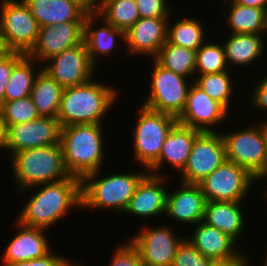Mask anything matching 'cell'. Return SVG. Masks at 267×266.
I'll use <instances>...</instances> for the list:
<instances>
[{
  "label": "cell",
  "mask_w": 267,
  "mask_h": 266,
  "mask_svg": "<svg viewBox=\"0 0 267 266\" xmlns=\"http://www.w3.org/2000/svg\"><path fill=\"white\" fill-rule=\"evenodd\" d=\"M26 192L34 193H30L31 197L26 200L15 219L28 227L48 230L69 215L71 210L82 207L81 179L74 176L19 191L22 195Z\"/></svg>",
  "instance_id": "cell-1"
},
{
  "label": "cell",
  "mask_w": 267,
  "mask_h": 266,
  "mask_svg": "<svg viewBox=\"0 0 267 266\" xmlns=\"http://www.w3.org/2000/svg\"><path fill=\"white\" fill-rule=\"evenodd\" d=\"M101 82L102 80L92 78L84 84L64 88L57 116L61 128L81 124H104L102 120L107 117V112H111L110 109L113 110L118 97L121 96V90L114 84L112 86Z\"/></svg>",
  "instance_id": "cell-2"
},
{
  "label": "cell",
  "mask_w": 267,
  "mask_h": 266,
  "mask_svg": "<svg viewBox=\"0 0 267 266\" xmlns=\"http://www.w3.org/2000/svg\"><path fill=\"white\" fill-rule=\"evenodd\" d=\"M103 127V124H81L61 128L60 145L70 176L82 180L90 173L103 170V160L107 159Z\"/></svg>",
  "instance_id": "cell-3"
},
{
  "label": "cell",
  "mask_w": 267,
  "mask_h": 266,
  "mask_svg": "<svg viewBox=\"0 0 267 266\" xmlns=\"http://www.w3.org/2000/svg\"><path fill=\"white\" fill-rule=\"evenodd\" d=\"M100 171L102 170L90 173L81 180V208L99 212L100 209H112L117 215H122L148 170L116 172L107 176L102 175Z\"/></svg>",
  "instance_id": "cell-4"
},
{
  "label": "cell",
  "mask_w": 267,
  "mask_h": 266,
  "mask_svg": "<svg viewBox=\"0 0 267 266\" xmlns=\"http://www.w3.org/2000/svg\"><path fill=\"white\" fill-rule=\"evenodd\" d=\"M9 159L12 182L16 183L17 191L35 185L58 182L70 177L64 164L60 143L26 149L14 153L9 156Z\"/></svg>",
  "instance_id": "cell-5"
},
{
  "label": "cell",
  "mask_w": 267,
  "mask_h": 266,
  "mask_svg": "<svg viewBox=\"0 0 267 266\" xmlns=\"http://www.w3.org/2000/svg\"><path fill=\"white\" fill-rule=\"evenodd\" d=\"M258 123V124H257ZM240 130L222 132L227 161L245 168L258 181L267 175V149L264 117ZM255 124V125H254ZM248 126V127H247Z\"/></svg>",
  "instance_id": "cell-6"
},
{
  "label": "cell",
  "mask_w": 267,
  "mask_h": 266,
  "mask_svg": "<svg viewBox=\"0 0 267 266\" xmlns=\"http://www.w3.org/2000/svg\"><path fill=\"white\" fill-rule=\"evenodd\" d=\"M133 126V156L141 169H149L159 158L165 138L177 118L172 115L148 109L140 104Z\"/></svg>",
  "instance_id": "cell-7"
},
{
  "label": "cell",
  "mask_w": 267,
  "mask_h": 266,
  "mask_svg": "<svg viewBox=\"0 0 267 266\" xmlns=\"http://www.w3.org/2000/svg\"><path fill=\"white\" fill-rule=\"evenodd\" d=\"M153 61V62H152ZM149 91L141 105L178 118L186 105L187 95L193 81L164 68L151 59ZM191 80V81H190Z\"/></svg>",
  "instance_id": "cell-8"
},
{
  "label": "cell",
  "mask_w": 267,
  "mask_h": 266,
  "mask_svg": "<svg viewBox=\"0 0 267 266\" xmlns=\"http://www.w3.org/2000/svg\"><path fill=\"white\" fill-rule=\"evenodd\" d=\"M39 26L23 0H0V34L4 48L28 54L38 39Z\"/></svg>",
  "instance_id": "cell-9"
},
{
  "label": "cell",
  "mask_w": 267,
  "mask_h": 266,
  "mask_svg": "<svg viewBox=\"0 0 267 266\" xmlns=\"http://www.w3.org/2000/svg\"><path fill=\"white\" fill-rule=\"evenodd\" d=\"M255 183L258 180L245 168L226 160L198 184L206 201L244 202Z\"/></svg>",
  "instance_id": "cell-10"
},
{
  "label": "cell",
  "mask_w": 267,
  "mask_h": 266,
  "mask_svg": "<svg viewBox=\"0 0 267 266\" xmlns=\"http://www.w3.org/2000/svg\"><path fill=\"white\" fill-rule=\"evenodd\" d=\"M170 225L151 227L146 222L139 233L129 237L139 251L142 266H172L177 249L186 237L173 232Z\"/></svg>",
  "instance_id": "cell-11"
},
{
  "label": "cell",
  "mask_w": 267,
  "mask_h": 266,
  "mask_svg": "<svg viewBox=\"0 0 267 266\" xmlns=\"http://www.w3.org/2000/svg\"><path fill=\"white\" fill-rule=\"evenodd\" d=\"M226 149L218 132H201L195 139L179 181L198 184L226 161Z\"/></svg>",
  "instance_id": "cell-12"
},
{
  "label": "cell",
  "mask_w": 267,
  "mask_h": 266,
  "mask_svg": "<svg viewBox=\"0 0 267 266\" xmlns=\"http://www.w3.org/2000/svg\"><path fill=\"white\" fill-rule=\"evenodd\" d=\"M97 69L91 62L85 42L54 55L42 66V70L63 88L90 81L95 78Z\"/></svg>",
  "instance_id": "cell-13"
},
{
  "label": "cell",
  "mask_w": 267,
  "mask_h": 266,
  "mask_svg": "<svg viewBox=\"0 0 267 266\" xmlns=\"http://www.w3.org/2000/svg\"><path fill=\"white\" fill-rule=\"evenodd\" d=\"M61 126L56 117L40 116L33 121L6 127L5 153H14L60 143Z\"/></svg>",
  "instance_id": "cell-14"
},
{
  "label": "cell",
  "mask_w": 267,
  "mask_h": 266,
  "mask_svg": "<svg viewBox=\"0 0 267 266\" xmlns=\"http://www.w3.org/2000/svg\"><path fill=\"white\" fill-rule=\"evenodd\" d=\"M229 115L230 112L222 104L210 98L192 83L188 91L186 105L177 118V122L200 132H217V127L229 121L227 120L231 117Z\"/></svg>",
  "instance_id": "cell-15"
},
{
  "label": "cell",
  "mask_w": 267,
  "mask_h": 266,
  "mask_svg": "<svg viewBox=\"0 0 267 266\" xmlns=\"http://www.w3.org/2000/svg\"><path fill=\"white\" fill-rule=\"evenodd\" d=\"M84 22L68 21L39 27L37 42L27 55L43 65L54 55L83 43Z\"/></svg>",
  "instance_id": "cell-16"
},
{
  "label": "cell",
  "mask_w": 267,
  "mask_h": 266,
  "mask_svg": "<svg viewBox=\"0 0 267 266\" xmlns=\"http://www.w3.org/2000/svg\"><path fill=\"white\" fill-rule=\"evenodd\" d=\"M169 179L172 178L147 173L137 185L123 214L142 219L151 217L157 219L162 215L164 216L169 183H172Z\"/></svg>",
  "instance_id": "cell-17"
},
{
  "label": "cell",
  "mask_w": 267,
  "mask_h": 266,
  "mask_svg": "<svg viewBox=\"0 0 267 266\" xmlns=\"http://www.w3.org/2000/svg\"><path fill=\"white\" fill-rule=\"evenodd\" d=\"M169 18H140L125 32V50L132 57L154 59L167 40ZM138 55V56H137Z\"/></svg>",
  "instance_id": "cell-18"
},
{
  "label": "cell",
  "mask_w": 267,
  "mask_h": 266,
  "mask_svg": "<svg viewBox=\"0 0 267 266\" xmlns=\"http://www.w3.org/2000/svg\"><path fill=\"white\" fill-rule=\"evenodd\" d=\"M200 133L199 130L177 122L167 134L159 158L148 169V173L170 177L167 172L162 173L163 166L167 163V167L171 166V169L179 174L186 165L193 143Z\"/></svg>",
  "instance_id": "cell-19"
},
{
  "label": "cell",
  "mask_w": 267,
  "mask_h": 266,
  "mask_svg": "<svg viewBox=\"0 0 267 266\" xmlns=\"http://www.w3.org/2000/svg\"><path fill=\"white\" fill-rule=\"evenodd\" d=\"M205 205L206 199L199 184L180 181L175 190H168L165 217L171 222L193 227L203 221Z\"/></svg>",
  "instance_id": "cell-20"
},
{
  "label": "cell",
  "mask_w": 267,
  "mask_h": 266,
  "mask_svg": "<svg viewBox=\"0 0 267 266\" xmlns=\"http://www.w3.org/2000/svg\"><path fill=\"white\" fill-rule=\"evenodd\" d=\"M17 233H14L12 239L4 248L1 257V266H8L22 261L45 256L52 246L49 244V237L46 235V229L39 227H28L22 225L19 221H14ZM51 246V247H50Z\"/></svg>",
  "instance_id": "cell-21"
},
{
  "label": "cell",
  "mask_w": 267,
  "mask_h": 266,
  "mask_svg": "<svg viewBox=\"0 0 267 266\" xmlns=\"http://www.w3.org/2000/svg\"><path fill=\"white\" fill-rule=\"evenodd\" d=\"M185 237L210 260L236 259L246 255V252L238 249L233 238L203 221L194 225L192 232Z\"/></svg>",
  "instance_id": "cell-22"
},
{
  "label": "cell",
  "mask_w": 267,
  "mask_h": 266,
  "mask_svg": "<svg viewBox=\"0 0 267 266\" xmlns=\"http://www.w3.org/2000/svg\"><path fill=\"white\" fill-rule=\"evenodd\" d=\"M102 25H99L101 24ZM98 25V27H97ZM117 40L121 43H116ZM84 42L87 46L91 62L98 68L99 57L104 58L115 51L118 44L125 46V32L113 27L97 13L87 14L84 22ZM101 55V56H100Z\"/></svg>",
  "instance_id": "cell-23"
},
{
  "label": "cell",
  "mask_w": 267,
  "mask_h": 266,
  "mask_svg": "<svg viewBox=\"0 0 267 266\" xmlns=\"http://www.w3.org/2000/svg\"><path fill=\"white\" fill-rule=\"evenodd\" d=\"M243 205H245L244 202L206 201L203 222L240 243L241 235L247 228V216L245 214L247 212Z\"/></svg>",
  "instance_id": "cell-24"
},
{
  "label": "cell",
  "mask_w": 267,
  "mask_h": 266,
  "mask_svg": "<svg viewBox=\"0 0 267 266\" xmlns=\"http://www.w3.org/2000/svg\"><path fill=\"white\" fill-rule=\"evenodd\" d=\"M223 47L228 67L248 68L263 59L267 34H228ZM262 57V58H261ZM251 64V65H250ZM230 65V66H229Z\"/></svg>",
  "instance_id": "cell-25"
},
{
  "label": "cell",
  "mask_w": 267,
  "mask_h": 266,
  "mask_svg": "<svg viewBox=\"0 0 267 266\" xmlns=\"http://www.w3.org/2000/svg\"><path fill=\"white\" fill-rule=\"evenodd\" d=\"M38 26H54L68 21H85L88 14L72 0H23Z\"/></svg>",
  "instance_id": "cell-26"
},
{
  "label": "cell",
  "mask_w": 267,
  "mask_h": 266,
  "mask_svg": "<svg viewBox=\"0 0 267 266\" xmlns=\"http://www.w3.org/2000/svg\"><path fill=\"white\" fill-rule=\"evenodd\" d=\"M220 7H224L227 16V30L229 34H267V22L265 18V10L252 6H242L234 0H227ZM227 6H226V5ZM228 11V12H227Z\"/></svg>",
  "instance_id": "cell-27"
},
{
  "label": "cell",
  "mask_w": 267,
  "mask_h": 266,
  "mask_svg": "<svg viewBox=\"0 0 267 266\" xmlns=\"http://www.w3.org/2000/svg\"><path fill=\"white\" fill-rule=\"evenodd\" d=\"M169 18L167 26V42L172 45L182 46L187 49L197 51L210 36L206 34L203 20L195 17L179 18L171 21ZM172 22V23H171ZM174 22V23H173Z\"/></svg>",
  "instance_id": "cell-28"
},
{
  "label": "cell",
  "mask_w": 267,
  "mask_h": 266,
  "mask_svg": "<svg viewBox=\"0 0 267 266\" xmlns=\"http://www.w3.org/2000/svg\"><path fill=\"white\" fill-rule=\"evenodd\" d=\"M63 90L64 88L46 72H39L30 97L40 116L57 118Z\"/></svg>",
  "instance_id": "cell-29"
},
{
  "label": "cell",
  "mask_w": 267,
  "mask_h": 266,
  "mask_svg": "<svg viewBox=\"0 0 267 266\" xmlns=\"http://www.w3.org/2000/svg\"><path fill=\"white\" fill-rule=\"evenodd\" d=\"M41 70V64L25 55L12 69L5 90L4 102L30 96L35 78Z\"/></svg>",
  "instance_id": "cell-30"
},
{
  "label": "cell",
  "mask_w": 267,
  "mask_h": 266,
  "mask_svg": "<svg viewBox=\"0 0 267 266\" xmlns=\"http://www.w3.org/2000/svg\"><path fill=\"white\" fill-rule=\"evenodd\" d=\"M233 72L224 71L218 73H209L198 75L194 78L193 83L204 91L210 98L218 101L229 112L232 110L234 100V85ZM233 85V86H232Z\"/></svg>",
  "instance_id": "cell-31"
},
{
  "label": "cell",
  "mask_w": 267,
  "mask_h": 266,
  "mask_svg": "<svg viewBox=\"0 0 267 266\" xmlns=\"http://www.w3.org/2000/svg\"><path fill=\"white\" fill-rule=\"evenodd\" d=\"M154 59L164 68L194 81L196 51L166 41Z\"/></svg>",
  "instance_id": "cell-32"
},
{
  "label": "cell",
  "mask_w": 267,
  "mask_h": 266,
  "mask_svg": "<svg viewBox=\"0 0 267 266\" xmlns=\"http://www.w3.org/2000/svg\"><path fill=\"white\" fill-rule=\"evenodd\" d=\"M97 14L124 32L140 19L135 0H102Z\"/></svg>",
  "instance_id": "cell-33"
},
{
  "label": "cell",
  "mask_w": 267,
  "mask_h": 266,
  "mask_svg": "<svg viewBox=\"0 0 267 266\" xmlns=\"http://www.w3.org/2000/svg\"><path fill=\"white\" fill-rule=\"evenodd\" d=\"M218 41H221L218 42ZM217 42L208 39L196 51L195 77L209 73L232 70L228 67L222 40ZM230 69V70H229Z\"/></svg>",
  "instance_id": "cell-34"
},
{
  "label": "cell",
  "mask_w": 267,
  "mask_h": 266,
  "mask_svg": "<svg viewBox=\"0 0 267 266\" xmlns=\"http://www.w3.org/2000/svg\"><path fill=\"white\" fill-rule=\"evenodd\" d=\"M0 116L6 127L33 121L40 117L30 96L0 105Z\"/></svg>",
  "instance_id": "cell-35"
},
{
  "label": "cell",
  "mask_w": 267,
  "mask_h": 266,
  "mask_svg": "<svg viewBox=\"0 0 267 266\" xmlns=\"http://www.w3.org/2000/svg\"><path fill=\"white\" fill-rule=\"evenodd\" d=\"M210 261L185 238L177 249L172 266H209Z\"/></svg>",
  "instance_id": "cell-36"
},
{
  "label": "cell",
  "mask_w": 267,
  "mask_h": 266,
  "mask_svg": "<svg viewBox=\"0 0 267 266\" xmlns=\"http://www.w3.org/2000/svg\"><path fill=\"white\" fill-rule=\"evenodd\" d=\"M115 247L109 266H142L139 251L129 239Z\"/></svg>",
  "instance_id": "cell-37"
},
{
  "label": "cell",
  "mask_w": 267,
  "mask_h": 266,
  "mask_svg": "<svg viewBox=\"0 0 267 266\" xmlns=\"http://www.w3.org/2000/svg\"><path fill=\"white\" fill-rule=\"evenodd\" d=\"M140 18H172L174 10L168 0H135ZM173 8V9H172Z\"/></svg>",
  "instance_id": "cell-38"
},
{
  "label": "cell",
  "mask_w": 267,
  "mask_h": 266,
  "mask_svg": "<svg viewBox=\"0 0 267 266\" xmlns=\"http://www.w3.org/2000/svg\"><path fill=\"white\" fill-rule=\"evenodd\" d=\"M21 52L7 51L0 58V105L4 103L5 90L13 67L25 56Z\"/></svg>",
  "instance_id": "cell-39"
},
{
  "label": "cell",
  "mask_w": 267,
  "mask_h": 266,
  "mask_svg": "<svg viewBox=\"0 0 267 266\" xmlns=\"http://www.w3.org/2000/svg\"><path fill=\"white\" fill-rule=\"evenodd\" d=\"M53 250L54 249H51L43 257L32 259L30 261L17 262L8 266H73L76 263L61 253H55Z\"/></svg>",
  "instance_id": "cell-40"
},
{
  "label": "cell",
  "mask_w": 267,
  "mask_h": 266,
  "mask_svg": "<svg viewBox=\"0 0 267 266\" xmlns=\"http://www.w3.org/2000/svg\"><path fill=\"white\" fill-rule=\"evenodd\" d=\"M264 77L260 80H257V82H255L256 84L253 85V91L251 95H249L251 97V99L249 98V103L248 105H251L249 107H254L255 110L260 111V113H262L261 111L264 110V112L267 111V75L266 76H261ZM262 109V110H261ZM267 118V117H266Z\"/></svg>",
  "instance_id": "cell-41"
},
{
  "label": "cell",
  "mask_w": 267,
  "mask_h": 266,
  "mask_svg": "<svg viewBox=\"0 0 267 266\" xmlns=\"http://www.w3.org/2000/svg\"><path fill=\"white\" fill-rule=\"evenodd\" d=\"M251 256L249 253L245 257H237L236 259H222V260H211L209 266H251Z\"/></svg>",
  "instance_id": "cell-42"
},
{
  "label": "cell",
  "mask_w": 267,
  "mask_h": 266,
  "mask_svg": "<svg viewBox=\"0 0 267 266\" xmlns=\"http://www.w3.org/2000/svg\"><path fill=\"white\" fill-rule=\"evenodd\" d=\"M82 7L88 14L97 13L102 0H72Z\"/></svg>",
  "instance_id": "cell-43"
},
{
  "label": "cell",
  "mask_w": 267,
  "mask_h": 266,
  "mask_svg": "<svg viewBox=\"0 0 267 266\" xmlns=\"http://www.w3.org/2000/svg\"><path fill=\"white\" fill-rule=\"evenodd\" d=\"M234 1L242 6H252L264 10L267 7V0H234Z\"/></svg>",
  "instance_id": "cell-44"
},
{
  "label": "cell",
  "mask_w": 267,
  "mask_h": 266,
  "mask_svg": "<svg viewBox=\"0 0 267 266\" xmlns=\"http://www.w3.org/2000/svg\"><path fill=\"white\" fill-rule=\"evenodd\" d=\"M5 143H6V125L4 124L0 116V149L5 152Z\"/></svg>",
  "instance_id": "cell-45"
},
{
  "label": "cell",
  "mask_w": 267,
  "mask_h": 266,
  "mask_svg": "<svg viewBox=\"0 0 267 266\" xmlns=\"http://www.w3.org/2000/svg\"><path fill=\"white\" fill-rule=\"evenodd\" d=\"M267 175H265V176H263L258 182H263V181H265V180H267ZM265 179V180H264ZM262 180V181H261ZM265 188H267V186L265 187ZM263 192H265L264 193V195H263V197L265 198V201H266V203H267V190L265 189Z\"/></svg>",
  "instance_id": "cell-46"
},
{
  "label": "cell",
  "mask_w": 267,
  "mask_h": 266,
  "mask_svg": "<svg viewBox=\"0 0 267 266\" xmlns=\"http://www.w3.org/2000/svg\"><path fill=\"white\" fill-rule=\"evenodd\" d=\"M264 134L266 137V149H267V119H264Z\"/></svg>",
  "instance_id": "cell-47"
},
{
  "label": "cell",
  "mask_w": 267,
  "mask_h": 266,
  "mask_svg": "<svg viewBox=\"0 0 267 266\" xmlns=\"http://www.w3.org/2000/svg\"><path fill=\"white\" fill-rule=\"evenodd\" d=\"M0 51H7L3 46L2 39H1V34H0Z\"/></svg>",
  "instance_id": "cell-48"
},
{
  "label": "cell",
  "mask_w": 267,
  "mask_h": 266,
  "mask_svg": "<svg viewBox=\"0 0 267 266\" xmlns=\"http://www.w3.org/2000/svg\"><path fill=\"white\" fill-rule=\"evenodd\" d=\"M265 250H267V249L265 248ZM265 254H266V255H265L266 257L264 256V258H266V259H265V261H264V264H263V266H267V251H266V253H265Z\"/></svg>",
  "instance_id": "cell-49"
},
{
  "label": "cell",
  "mask_w": 267,
  "mask_h": 266,
  "mask_svg": "<svg viewBox=\"0 0 267 266\" xmlns=\"http://www.w3.org/2000/svg\"><path fill=\"white\" fill-rule=\"evenodd\" d=\"M7 51H0V58L6 53Z\"/></svg>",
  "instance_id": "cell-50"
},
{
  "label": "cell",
  "mask_w": 267,
  "mask_h": 266,
  "mask_svg": "<svg viewBox=\"0 0 267 266\" xmlns=\"http://www.w3.org/2000/svg\"><path fill=\"white\" fill-rule=\"evenodd\" d=\"M73 266H83V264L81 265V263L76 262Z\"/></svg>",
  "instance_id": "cell-51"
},
{
  "label": "cell",
  "mask_w": 267,
  "mask_h": 266,
  "mask_svg": "<svg viewBox=\"0 0 267 266\" xmlns=\"http://www.w3.org/2000/svg\"><path fill=\"white\" fill-rule=\"evenodd\" d=\"M265 18H266V22H267V7L265 9Z\"/></svg>",
  "instance_id": "cell-52"
}]
</instances>
